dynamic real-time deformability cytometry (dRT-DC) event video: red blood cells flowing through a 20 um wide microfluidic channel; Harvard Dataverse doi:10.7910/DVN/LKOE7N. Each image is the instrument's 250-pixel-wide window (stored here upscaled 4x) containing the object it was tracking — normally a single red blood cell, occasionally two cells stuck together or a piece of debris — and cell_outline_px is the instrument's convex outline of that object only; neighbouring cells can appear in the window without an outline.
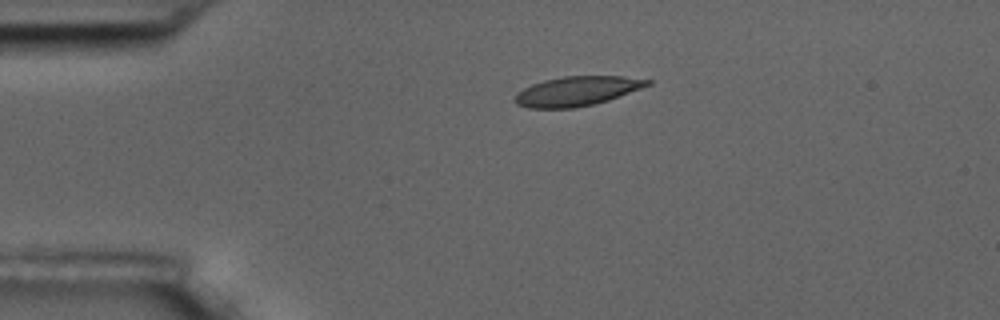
{"species": "common noctule bat (a hibernating species)", "species_latin": "Nyctalus noctula", "temperature_condition": "room temperature", "stored_images_in_passage": 11, "camera_frame_rate_fps": 3000, "um_per_image_px": 0.085, "animal": {"sex": "male", "body_mass_g": 17.5, "forearm_length_mm": 52.3}, "frame": {"image": 1, "passage_image": 4, "time_ms": 3.333, "image_size_px": [1000, 320], "cell_outline_px": [[652, 84], [608, 100], [576, 108], [528, 108], [516, 104], [512, 100], [524, 88], [532, 84], [544, 80], [564, 76], [624, 76], [652, 80]], "centroid_in_image_um": [49.04, 7.74], "position_along_channel_um": 36.0, "area_um2": 22.66}}
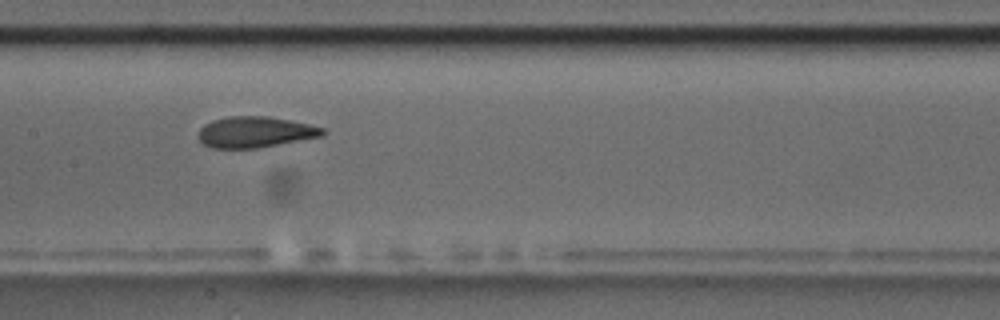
{"frame": {"image": 2, "passage_image": 8, "time_ms": 8.667, "image_size_px": [1000, 320], "cell_outline_px": [[328, 132], [324, 136], [256, 148], [212, 148], [204, 144], [196, 136], [200, 128], [204, 124], [212, 120], [228, 116], [268, 116], [308, 124], [324, 128]], "centroid_in_image_um": [21.68, 11.22], "position_along_channel_um": 185.7, "area_um2": 22.54}}
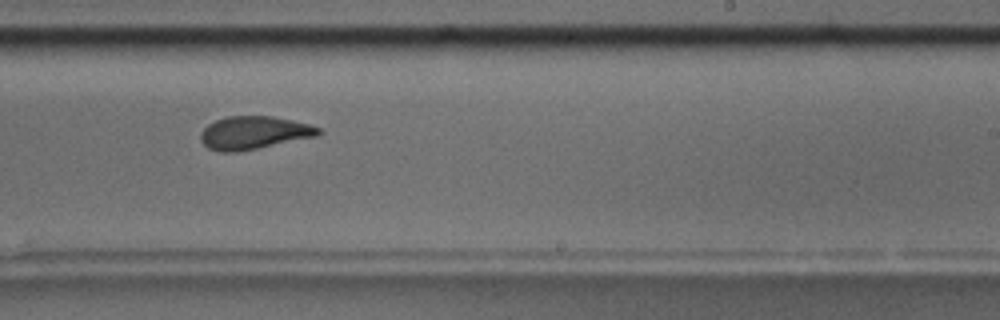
{"frame": {"image": 3, "passage_image": 10, "time_ms": 11.0, "image_size_px": [1000, 320], "cell_outline_px": [[320, 132], [316, 136], [236, 152], [220, 152], [208, 148], [200, 140], [200, 132], [208, 124], [216, 120], [228, 116], [272, 116], [292, 120], [308, 124], [320, 128]], "centroid_in_image_um": [21.53, 11.28], "position_along_channel_um": 267.5, "area_um2": 22.37}}